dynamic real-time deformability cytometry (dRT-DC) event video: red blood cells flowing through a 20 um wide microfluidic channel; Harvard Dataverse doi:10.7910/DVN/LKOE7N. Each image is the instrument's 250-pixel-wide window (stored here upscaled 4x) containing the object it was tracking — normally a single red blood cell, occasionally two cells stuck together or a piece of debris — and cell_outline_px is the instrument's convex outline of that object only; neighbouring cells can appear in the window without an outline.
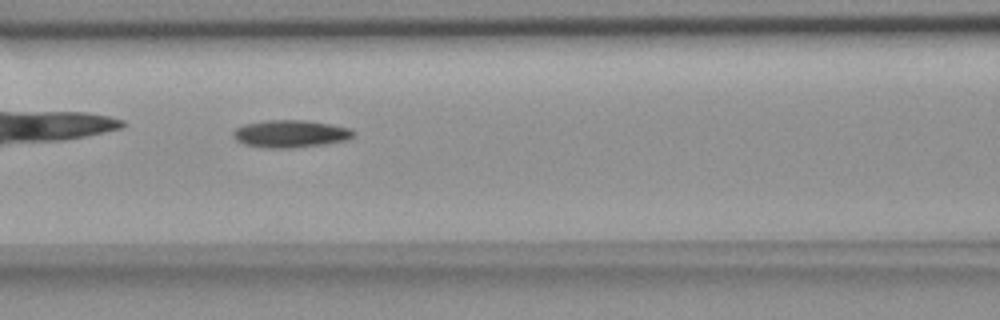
{"species": "common noctule bat (a hibernating species)", "species_latin": "Nyctalus noctula", "temperature_condition": "room temperature", "stored_images_in_passage": 10, "camera_frame_rate_fps": 3000, "um_per_image_px": 0.085, "animal": {"sex": "female", "body_mass_g": 18.4}, "frame": {"image": 1, "passage_image": 7, "time_ms": 6.667, "image_size_px": [1000, 320], "cell_outline_px": [[356, 136], [348, 140], [324, 144], [292, 148], [264, 148], [244, 144], [236, 140], [232, 136], [232, 132], [236, 128], [244, 124], [264, 120], [308, 120], [332, 124], [352, 128], [356, 132]], "centroid_in_image_um": [24.73, 11.36], "position_along_channel_um": 141.9, "area_um2": 19.65}}
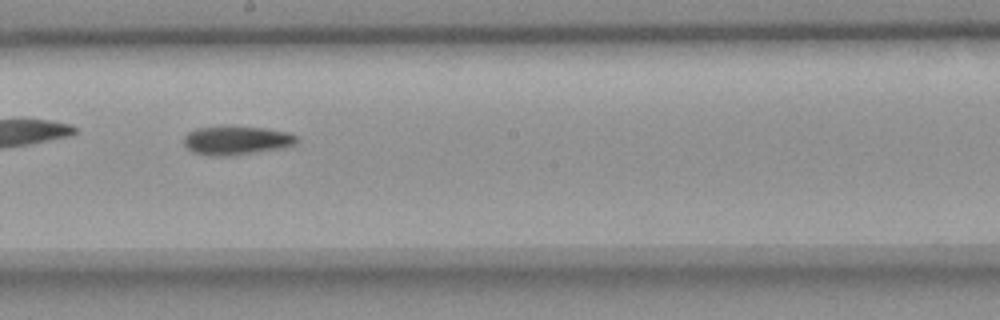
{"frame": {"image": 2, "passage_image": 9, "time_ms": 9.0, "image_size_px": [1000, 320], "cell_outline_px": [[296, 144], [284, 148], [228, 156], [208, 156], [192, 152], [184, 144], [184, 136], [188, 132], [196, 128], [268, 128], [288, 132], [296, 136]], "centroid_in_image_um": [20.1, 11.97], "position_along_channel_um": 228.1, "area_um2": 18.55}}
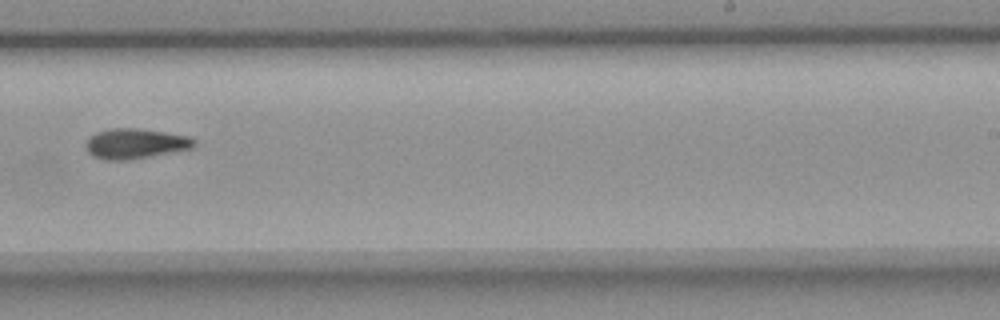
{"frame": {"image": 3, "passage_image": 10, "time_ms": 10.333, "image_size_px": [1000, 320], "cell_outline_px": [[196, 144], [192, 148], [128, 160], [104, 160], [92, 156], [88, 152], [84, 144], [96, 132], [112, 128], [136, 128], [164, 132], [188, 136], [196, 140]], "centroid_in_image_um": [11.48, 12.21], "position_along_channel_um": 277.5, "area_um2": 18.9}}